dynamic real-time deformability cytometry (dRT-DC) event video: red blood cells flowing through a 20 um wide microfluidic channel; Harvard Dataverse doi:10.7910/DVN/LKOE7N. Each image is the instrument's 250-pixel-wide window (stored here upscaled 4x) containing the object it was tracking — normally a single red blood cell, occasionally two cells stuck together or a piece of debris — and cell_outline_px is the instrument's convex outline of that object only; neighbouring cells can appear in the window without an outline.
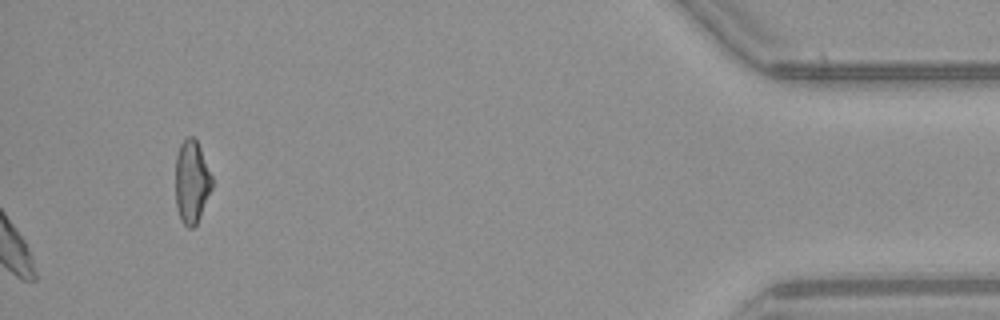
{"species": "common noctule bat (a hibernating species)", "species_latin": "Nyctalus noctula", "temperature_condition": "warm", "stored_images_in_passage": 42, "camera_frame_rate_fps": 3000, "um_per_image_px": 0.085, "animal": {"sex": "female", "body_mass_g": 21.9}, "frame": {"image": 1, "passage_image": 42, "time_ms": 13.667, "image_size_px": [1000, 320], "cell_outline_px": [[212, 188], [200, 216], [196, 224], [192, 228], [188, 228], [180, 220], [176, 208], [176, 156], [180, 144], [188, 136], [192, 136], [196, 140], [200, 148], [212, 176]], "centroid_in_image_um": [16.28, 15.47], "position_along_channel_um": 418.9, "area_um2": 17.57}, "authors_computed_cell_mechanics": {"area_um2": 19.3052, "velocity_mm_per_s": 4.0692, "shape_relaxation_time_tau1_ms": 1.9663, "shape_relaxation_time_tau2_ms": 1.7867, "deformation_change_tau1": 0.0853, "deformation_change_tau2": 0.083}}